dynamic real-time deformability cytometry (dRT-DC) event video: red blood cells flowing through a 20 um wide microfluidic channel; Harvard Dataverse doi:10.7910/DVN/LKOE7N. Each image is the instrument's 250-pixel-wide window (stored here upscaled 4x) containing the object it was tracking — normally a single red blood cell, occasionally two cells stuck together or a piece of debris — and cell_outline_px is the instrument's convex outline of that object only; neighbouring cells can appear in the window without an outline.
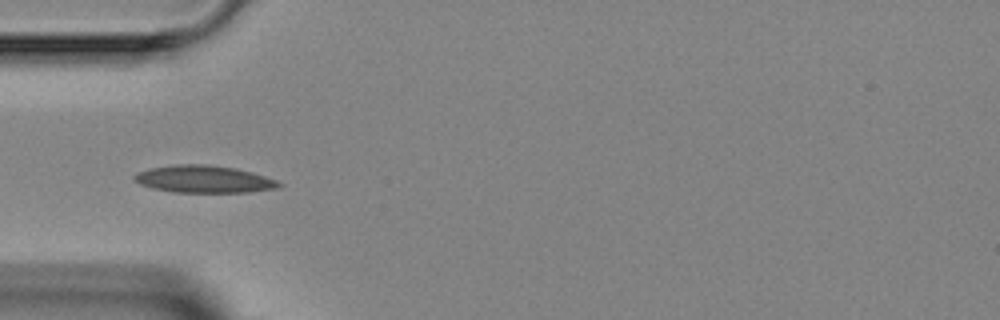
{"species": "Egyptian fruit bat (a non-hibernating species)", "species_latin": "Rousettus aegyptiacus", "temperature_condition": "room temperature", "stored_images_in_passage": 3, "camera_frame_rate_fps": 3000, "um_per_image_px": 0.085, "animal": {"sex": "female"}, "frame": {"image": 1, "passage_image": 3, "time_ms": 3.0, "image_size_px": [1000, 320], "cell_outline_px": [[284, 184], [276, 188], [248, 192], [172, 192], [152, 188], [140, 184], [132, 180], [132, 176], [136, 172], [152, 168], [176, 164], [204, 164], [236, 168], [252, 172], [276, 180]], "centroid_in_image_um": [17.29, 15.23], "position_along_channel_um": 67.7, "area_um2": 23.0}}